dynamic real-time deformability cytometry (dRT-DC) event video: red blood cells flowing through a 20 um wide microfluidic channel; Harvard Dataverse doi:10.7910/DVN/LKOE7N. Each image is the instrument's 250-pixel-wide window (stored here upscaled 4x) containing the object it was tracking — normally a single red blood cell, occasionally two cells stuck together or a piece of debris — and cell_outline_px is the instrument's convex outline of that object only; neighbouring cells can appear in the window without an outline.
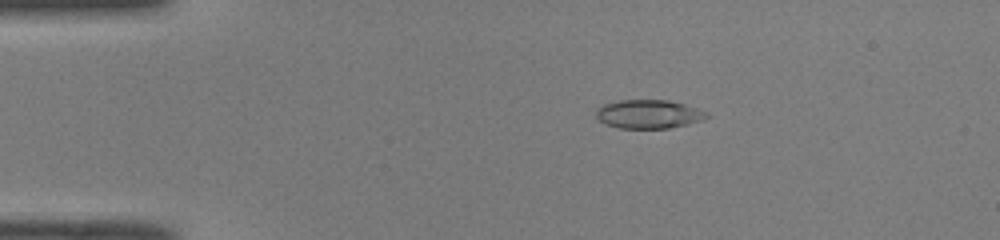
{"species": "common noctule bat (a hibernating species)", "species_latin": "Nyctalus noctula", "temperature_condition": "room temperature", "stored_images_in_passage": 51, "camera_frame_rate_fps": 3000, "um_per_image_px": 0.085, "animal": {"sex": "male", "body_mass_g": 19.0, "forearm_length_mm": 50.8}, "frame": {"image": 1, "passage_image": 11, "time_ms": 3.333, "image_size_px": [1000, 240], "cell_outline_px": [[712, 116], [704, 120], [688, 124], [668, 128], [620, 128], [604, 124], [596, 116], [596, 108], [604, 104], [620, 100], [668, 100], [684, 104], [708, 112]], "centroid_in_image_um": [55.16, 9.7], "position_along_channel_um": 29.8, "area_um2": 18.61}}
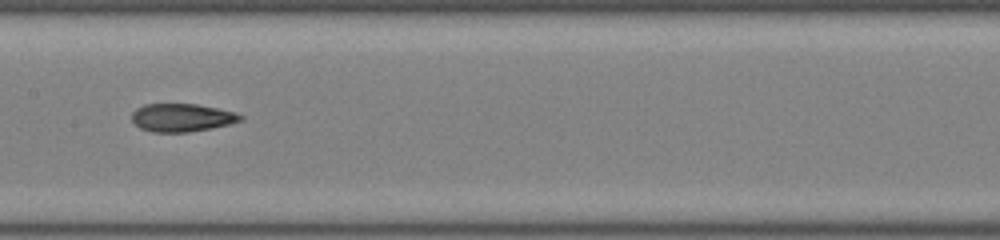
{"frame": {"image": 2, "passage_image": 27, "time_ms": 8.667, "image_size_px": [1000, 240], "cell_outline_px": [[244, 120], [212, 128], [188, 132], [152, 132], [140, 128], [132, 120], [132, 112], [136, 108], [144, 104], [196, 104], [236, 112], [244, 116]], "centroid_in_image_um": [15.47, 10.0], "position_along_channel_um": 191.9, "area_um2": 17.8}}
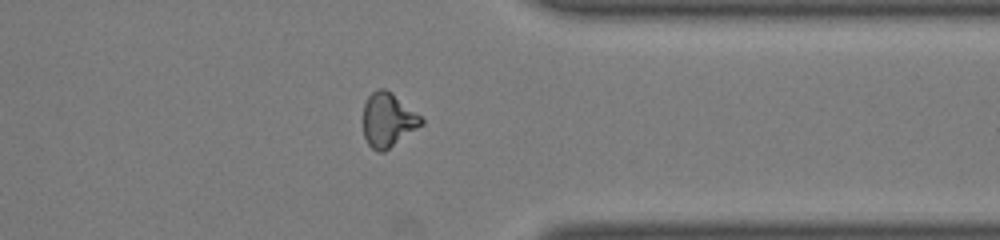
{"frame": {"image": 3, "passage_image": 41, "time_ms": 13.333, "image_size_px": [1000, 240], "cell_outline_px": [[424, 124], [384, 152], [376, 152], [368, 144], [364, 136], [364, 104], [368, 96], [376, 88], [384, 88], [420, 116], [424, 120]], "centroid_in_image_um": [32.96, 10.23], "position_along_channel_um": 378.4, "area_um2": 18.03}, "authors_computed_cell_mechanics": {"area_um2": 18.0336, "velocity_mm_per_s": 4.118, "shape_relaxation_time_tau1_ms": 9.0305, "shape_relaxation_time_tau2_ms": 1.8413, "deformation_change_tau1": 0.2514, "deformation_change_tau2": 0.0869}}